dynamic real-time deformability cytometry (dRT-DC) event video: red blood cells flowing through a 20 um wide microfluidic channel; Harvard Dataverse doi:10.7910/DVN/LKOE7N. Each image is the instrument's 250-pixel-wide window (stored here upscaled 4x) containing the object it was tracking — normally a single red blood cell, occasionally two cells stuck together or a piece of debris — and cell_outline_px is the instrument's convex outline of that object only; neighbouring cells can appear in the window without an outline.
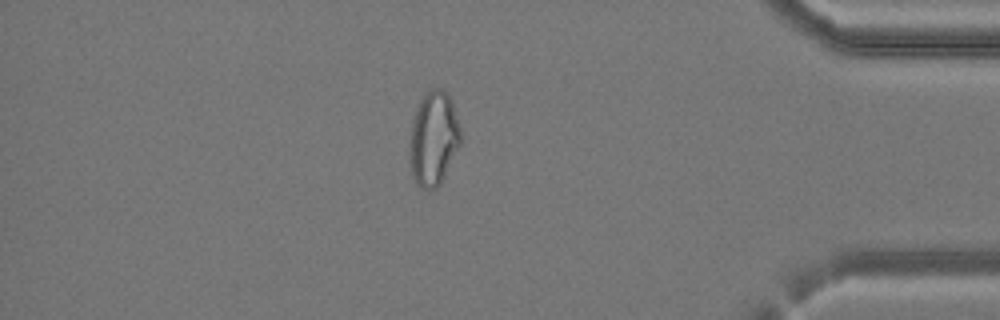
{"species": "common noctule bat (a hibernating species)", "species_latin": "Nyctalus noctula", "temperature_condition": "cold", "stored_images_in_passage": 39, "camera_frame_rate_fps": 3000, "um_per_image_px": 0.085, "animal": {"sex": "female", "body_mass_g": 24.6, "forearm_length_mm": 56.2}, "frame": {"image": 1, "passage_image": 34, "time_ms": 11.0, "image_size_px": [1000, 320], "cell_outline_px": [[460, 144], [440, 184], [432, 192], [420, 188], [416, 184], [412, 176], [408, 152], [412, 120], [416, 108], [420, 100], [432, 88], [444, 88], [448, 92], [452, 100], [460, 128]], "centroid_in_image_um": [36.83, 11.79], "position_along_channel_um": 398.4, "area_um2": 28.38}}